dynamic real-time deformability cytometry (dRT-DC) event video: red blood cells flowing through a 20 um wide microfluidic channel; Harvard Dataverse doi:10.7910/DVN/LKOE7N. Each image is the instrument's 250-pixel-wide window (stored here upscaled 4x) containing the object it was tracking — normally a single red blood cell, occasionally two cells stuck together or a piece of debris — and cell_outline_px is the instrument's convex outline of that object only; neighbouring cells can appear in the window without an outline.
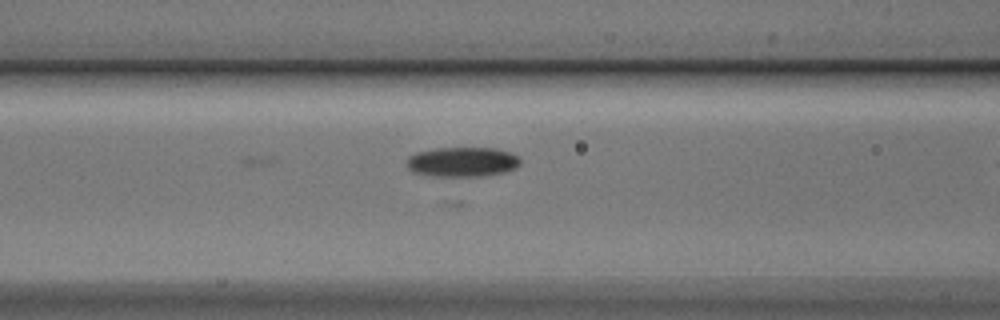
{"species": "Egyptian fruit bat (a non-hibernating species)", "species_latin": "Rousettus aegyptiacus", "temperature_condition": "cold", "stored_images_in_passage": 17, "camera_frame_rate_fps": 3000, "um_per_image_px": 0.085, "animal": {"sex": "male"}, "frame": {"image": 1, "passage_image": 17, "time_ms": 5.333, "image_size_px": [1000, 320], "cell_outline_px": [[520, 164], [516, 168], [504, 172], [480, 176], [436, 176], [416, 172], [408, 168], [408, 156], [416, 152], [436, 148], [496, 148], [512, 152], [520, 156]], "centroid_in_image_um": [39.36, 13.74], "position_along_channel_um": 127.2, "area_um2": 19.65}}